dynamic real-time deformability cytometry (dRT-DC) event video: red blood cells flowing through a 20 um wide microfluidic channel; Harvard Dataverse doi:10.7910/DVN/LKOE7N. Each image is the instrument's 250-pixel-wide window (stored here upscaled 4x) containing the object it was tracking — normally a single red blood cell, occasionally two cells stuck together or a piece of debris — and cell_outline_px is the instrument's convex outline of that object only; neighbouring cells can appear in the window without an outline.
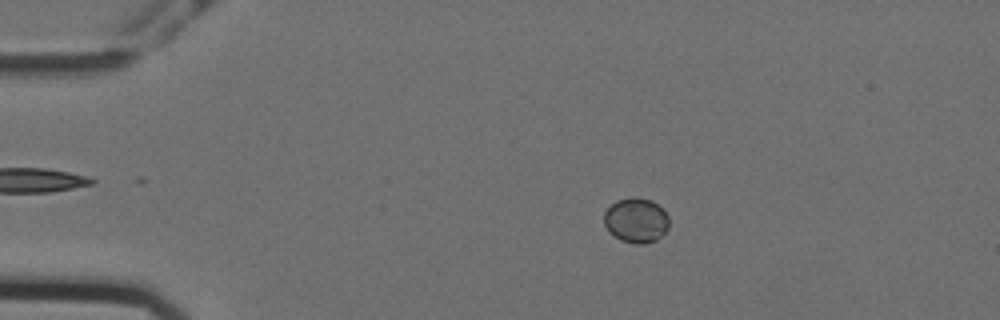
{"species": "Egyptian fruit bat (a non-hibernating species)", "species_latin": "Rousettus aegyptiacus", "temperature_condition": "cold", "stored_images_in_passage": 57, "camera_frame_rate_fps": 3000, "um_per_image_px": 0.085, "animal": {"sex": "female"}, "frame": {"image": 1, "passage_image": 11, "time_ms": 3.333, "image_size_px": [1000, 320], "cell_outline_px": [[668, 228], [656, 240], [644, 244], [636, 244], [620, 240], [604, 224], [604, 212], [616, 200], [632, 196], [652, 200], [668, 216]], "centroid_in_image_um": [54.06, 18.71], "position_along_channel_um": 30.9, "area_um2": 16.76}}
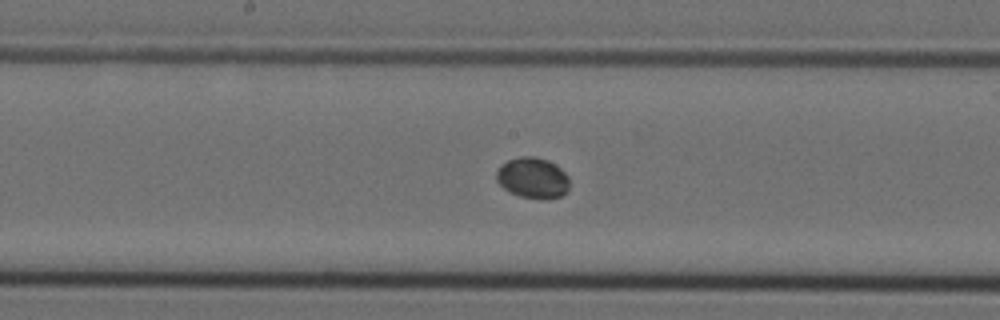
{"frame": {"image": 2, "passage_image": 30, "time_ms": 9.667, "image_size_px": [1000, 320], "cell_outline_px": [[568, 192], [560, 196], [548, 200], [540, 200], [520, 196], [504, 188], [496, 180], [496, 172], [500, 164], [508, 160], [520, 156], [536, 156], [548, 160], [560, 168], [568, 176]], "centroid_in_image_um": [45.28, 15.13], "position_along_channel_um": 202.9, "area_um2": 17.57}}
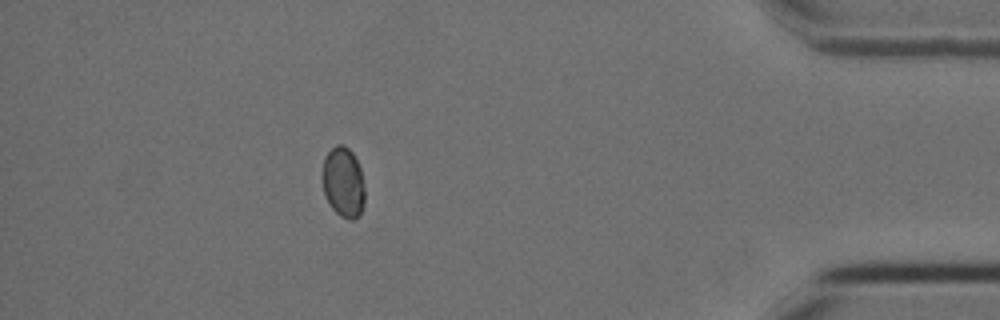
{"frame": {"image": 3, "passage_image": 51, "time_ms": 16.667, "image_size_px": [1000, 320], "cell_outline_px": [[364, 204], [360, 212], [352, 220], [348, 220], [340, 216], [332, 208], [324, 192], [320, 176], [324, 156], [336, 144], [340, 144], [348, 148], [352, 152], [360, 168], [364, 188]], "centroid_in_image_um": [29.14, 15.47], "position_along_channel_um": 406.1, "area_um2": 17.46}}